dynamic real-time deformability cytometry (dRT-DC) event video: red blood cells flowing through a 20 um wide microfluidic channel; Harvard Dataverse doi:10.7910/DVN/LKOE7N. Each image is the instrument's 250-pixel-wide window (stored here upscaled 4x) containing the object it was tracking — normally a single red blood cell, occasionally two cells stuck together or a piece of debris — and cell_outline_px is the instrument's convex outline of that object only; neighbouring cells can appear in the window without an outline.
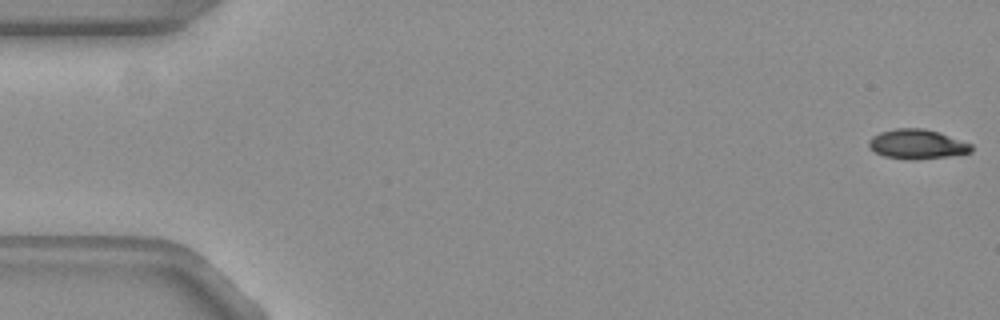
{"species": "common noctule bat (a hibernating species)", "species_latin": "Nyctalus noctula", "temperature_condition": "warm", "stored_images_in_passage": 55, "camera_frame_rate_fps": 3000, "um_per_image_px": 0.085, "animal": {"sex": "female", "body_mass_g": 19.3, "forearm_length_mm": 54.1}, "frame": {"image": 1, "passage_image": 1, "time_ms": 0.0, "image_size_px": [1000, 320], "cell_outline_px": [[972, 152], [948, 156], [916, 160], [912, 160], [884, 156], [876, 152], [868, 144], [868, 140], [872, 136], [880, 132], [896, 128], [924, 128], [940, 132], [972, 144]], "centroid_in_image_um": [77.97, 12.25], "position_along_channel_um": 7.0, "area_um2": 17.69}}
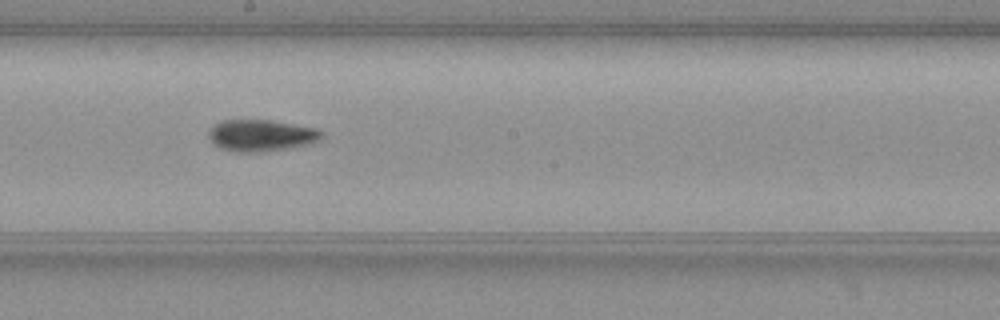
{"frame": {"image": 2, "passage_image": 30, "time_ms": 9.667, "image_size_px": [1000, 320], "cell_outline_px": [[324, 136], [320, 140], [308, 144], [288, 148], [264, 152], [236, 152], [220, 148], [212, 144], [208, 136], [208, 128], [212, 124], [224, 120], [268, 120], [316, 128]], "centroid_in_image_um": [22.13, 11.52], "position_along_channel_um": 226.1, "area_um2": 20.98}}
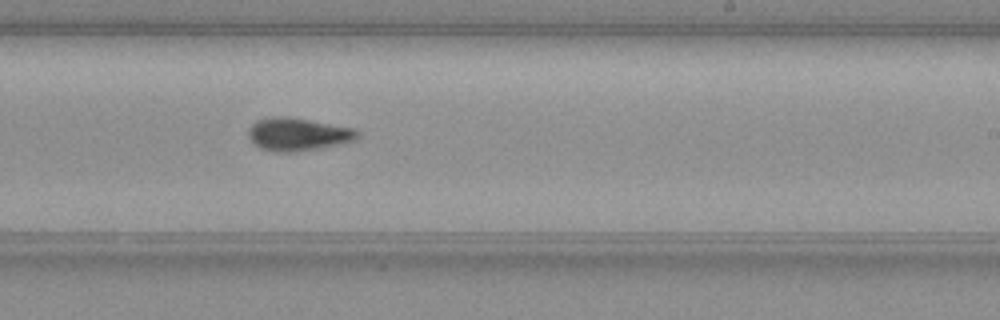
{"frame": {"image": 3, "passage_image": 33, "time_ms": 10.667, "image_size_px": [1000, 320], "cell_outline_px": [[360, 136], [352, 140], [340, 144], [324, 148], [296, 152], [276, 152], [260, 148], [252, 144], [248, 140], [248, 128], [256, 120], [272, 116], [288, 116], [352, 128], [360, 132]], "centroid_in_image_um": [25.26, 11.42], "position_along_channel_um": 263.7, "area_um2": 21.21}, "authors_computed_cell_mechanics": {"area_um2": 18.5538, "velocity_mm_per_s": 3.7874, "shape_relaxation_time_tau1_ms": 3.6716, "shape_relaxation_time_tau2_ms": null, "deformation_change_tau1": 0.1612, "deformation_change_tau2": null}}